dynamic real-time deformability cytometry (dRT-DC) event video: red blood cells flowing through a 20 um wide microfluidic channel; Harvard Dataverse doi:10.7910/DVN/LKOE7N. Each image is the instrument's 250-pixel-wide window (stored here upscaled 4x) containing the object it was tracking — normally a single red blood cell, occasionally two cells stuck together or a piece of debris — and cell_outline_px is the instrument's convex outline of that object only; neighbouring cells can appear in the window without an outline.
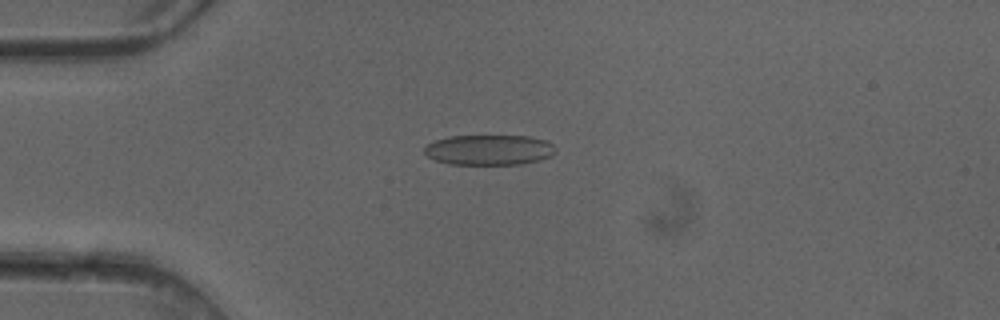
{"species": "common noctule bat (a hibernating species)", "species_latin": "Nyctalus noctula", "temperature_condition": "cold", "stored_images_in_passage": 5, "camera_frame_rate_fps": 3000, "um_per_image_px": 0.085, "animal": {"sex": "female"}, "frame": {"image": 1, "passage_image": 3, "time_ms": 0.667, "image_size_px": [1000, 320], "cell_outline_px": [[556, 148], [552, 156], [540, 160], [520, 164], [452, 164], [436, 160], [428, 156], [424, 152], [424, 148], [428, 144], [436, 140], [448, 136], [528, 136], [548, 140]], "centroid_in_image_um": [41.61, 12.73], "position_along_channel_um": 43.4, "area_um2": 23.12}}
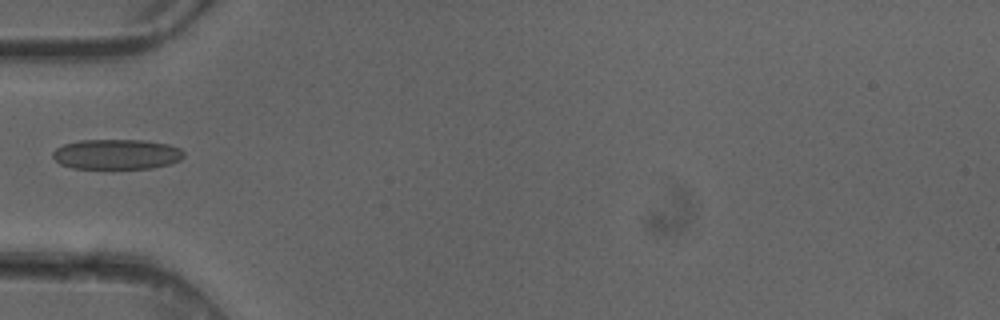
{"frame": {"image": 2, "passage_image": 4, "time_ms": 1.0, "image_size_px": [1000, 320], "cell_outline_px": [[184, 156], [180, 160], [168, 164], [152, 168], [72, 168], [60, 164], [52, 156], [52, 152], [56, 148], [64, 144], [80, 140], [144, 140], [168, 144], [180, 148], [184, 152]], "centroid_in_image_um": [9.91, 13.11], "position_along_channel_um": 75.1, "area_um2": 23.0}}
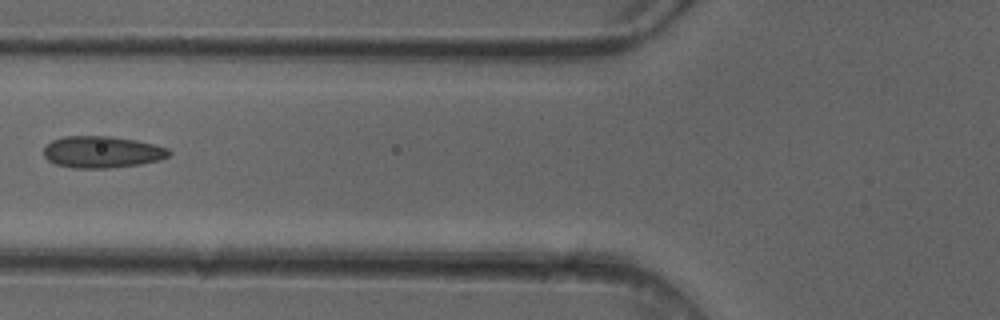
{"frame": {"image": 3, "passage_image": 5, "time_ms": 1.333, "image_size_px": [1000, 320], "cell_outline_px": [[172, 152], [168, 156], [160, 160], [140, 164], [108, 168], [76, 168], [56, 164], [48, 160], [44, 156], [44, 148], [52, 140], [64, 136], [108, 136], [136, 140], [168, 148]], "centroid_in_image_um": [8.68, 12.92], "position_along_channel_um": 117.1, "area_um2": 23.06}}